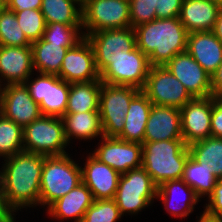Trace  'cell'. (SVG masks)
<instances>
[{"label": "cell", "mask_w": 222, "mask_h": 222, "mask_svg": "<svg viewBox=\"0 0 222 222\" xmlns=\"http://www.w3.org/2000/svg\"><path fill=\"white\" fill-rule=\"evenodd\" d=\"M45 156L20 152L4 158L0 170L8 205L16 212L19 209L40 204V183Z\"/></svg>", "instance_id": "1"}, {"label": "cell", "mask_w": 222, "mask_h": 222, "mask_svg": "<svg viewBox=\"0 0 222 222\" xmlns=\"http://www.w3.org/2000/svg\"><path fill=\"white\" fill-rule=\"evenodd\" d=\"M136 47L151 66H165L176 54L187 49L188 32L178 17L154 19L134 28Z\"/></svg>", "instance_id": "2"}, {"label": "cell", "mask_w": 222, "mask_h": 222, "mask_svg": "<svg viewBox=\"0 0 222 222\" xmlns=\"http://www.w3.org/2000/svg\"><path fill=\"white\" fill-rule=\"evenodd\" d=\"M189 156L188 145L183 139L142 144V167L157 187L166 181L182 179Z\"/></svg>", "instance_id": "3"}, {"label": "cell", "mask_w": 222, "mask_h": 222, "mask_svg": "<svg viewBox=\"0 0 222 222\" xmlns=\"http://www.w3.org/2000/svg\"><path fill=\"white\" fill-rule=\"evenodd\" d=\"M80 183L81 167L68 154L45 156L40 183V204L49 207Z\"/></svg>", "instance_id": "4"}, {"label": "cell", "mask_w": 222, "mask_h": 222, "mask_svg": "<svg viewBox=\"0 0 222 222\" xmlns=\"http://www.w3.org/2000/svg\"><path fill=\"white\" fill-rule=\"evenodd\" d=\"M67 144L62 118L42 115L23 128L25 152L61 156L67 154Z\"/></svg>", "instance_id": "5"}, {"label": "cell", "mask_w": 222, "mask_h": 222, "mask_svg": "<svg viewBox=\"0 0 222 222\" xmlns=\"http://www.w3.org/2000/svg\"><path fill=\"white\" fill-rule=\"evenodd\" d=\"M157 186L143 167L131 169L120 175L114 201L122 216L136 214L148 207L157 196Z\"/></svg>", "instance_id": "6"}, {"label": "cell", "mask_w": 222, "mask_h": 222, "mask_svg": "<svg viewBox=\"0 0 222 222\" xmlns=\"http://www.w3.org/2000/svg\"><path fill=\"white\" fill-rule=\"evenodd\" d=\"M139 91L140 89L133 86L110 85L102 82L99 114L103 136L118 137L122 133L129 104Z\"/></svg>", "instance_id": "7"}, {"label": "cell", "mask_w": 222, "mask_h": 222, "mask_svg": "<svg viewBox=\"0 0 222 222\" xmlns=\"http://www.w3.org/2000/svg\"><path fill=\"white\" fill-rule=\"evenodd\" d=\"M131 27L129 0H90L82 9V29L90 33Z\"/></svg>", "instance_id": "8"}, {"label": "cell", "mask_w": 222, "mask_h": 222, "mask_svg": "<svg viewBox=\"0 0 222 222\" xmlns=\"http://www.w3.org/2000/svg\"><path fill=\"white\" fill-rule=\"evenodd\" d=\"M150 67L148 57L138 47L132 51H120L100 74V80L110 85L133 86L142 90Z\"/></svg>", "instance_id": "9"}, {"label": "cell", "mask_w": 222, "mask_h": 222, "mask_svg": "<svg viewBox=\"0 0 222 222\" xmlns=\"http://www.w3.org/2000/svg\"><path fill=\"white\" fill-rule=\"evenodd\" d=\"M142 91L153 105L181 109L193 99L182 83L165 66L150 67Z\"/></svg>", "instance_id": "10"}, {"label": "cell", "mask_w": 222, "mask_h": 222, "mask_svg": "<svg viewBox=\"0 0 222 222\" xmlns=\"http://www.w3.org/2000/svg\"><path fill=\"white\" fill-rule=\"evenodd\" d=\"M25 81L32 99L40 105L42 115L61 118L65 112L70 83L57 75L39 74L37 78Z\"/></svg>", "instance_id": "11"}, {"label": "cell", "mask_w": 222, "mask_h": 222, "mask_svg": "<svg viewBox=\"0 0 222 222\" xmlns=\"http://www.w3.org/2000/svg\"><path fill=\"white\" fill-rule=\"evenodd\" d=\"M86 38L93 47L96 67L100 74L120 51L127 52L136 48L135 31L132 27L102 30L90 33Z\"/></svg>", "instance_id": "12"}, {"label": "cell", "mask_w": 222, "mask_h": 222, "mask_svg": "<svg viewBox=\"0 0 222 222\" xmlns=\"http://www.w3.org/2000/svg\"><path fill=\"white\" fill-rule=\"evenodd\" d=\"M0 87V113L24 128L42 116L40 105L31 97L25 83Z\"/></svg>", "instance_id": "13"}, {"label": "cell", "mask_w": 222, "mask_h": 222, "mask_svg": "<svg viewBox=\"0 0 222 222\" xmlns=\"http://www.w3.org/2000/svg\"><path fill=\"white\" fill-rule=\"evenodd\" d=\"M101 144L92 155L100 162L123 174L142 167V144L118 137H101Z\"/></svg>", "instance_id": "14"}, {"label": "cell", "mask_w": 222, "mask_h": 222, "mask_svg": "<svg viewBox=\"0 0 222 222\" xmlns=\"http://www.w3.org/2000/svg\"><path fill=\"white\" fill-rule=\"evenodd\" d=\"M58 77L70 84L100 80L94 50L86 37L67 50Z\"/></svg>", "instance_id": "15"}, {"label": "cell", "mask_w": 222, "mask_h": 222, "mask_svg": "<svg viewBox=\"0 0 222 222\" xmlns=\"http://www.w3.org/2000/svg\"><path fill=\"white\" fill-rule=\"evenodd\" d=\"M165 67L193 98L212 96L211 75L187 51L176 54Z\"/></svg>", "instance_id": "16"}, {"label": "cell", "mask_w": 222, "mask_h": 222, "mask_svg": "<svg viewBox=\"0 0 222 222\" xmlns=\"http://www.w3.org/2000/svg\"><path fill=\"white\" fill-rule=\"evenodd\" d=\"M212 96L193 98L180 109L184 143L211 137Z\"/></svg>", "instance_id": "17"}, {"label": "cell", "mask_w": 222, "mask_h": 222, "mask_svg": "<svg viewBox=\"0 0 222 222\" xmlns=\"http://www.w3.org/2000/svg\"><path fill=\"white\" fill-rule=\"evenodd\" d=\"M87 157L84 168L81 167L82 182L90 189L94 200L114 199L121 174L93 155Z\"/></svg>", "instance_id": "18"}, {"label": "cell", "mask_w": 222, "mask_h": 222, "mask_svg": "<svg viewBox=\"0 0 222 222\" xmlns=\"http://www.w3.org/2000/svg\"><path fill=\"white\" fill-rule=\"evenodd\" d=\"M183 139L180 109L171 106L152 105L144 142Z\"/></svg>", "instance_id": "19"}, {"label": "cell", "mask_w": 222, "mask_h": 222, "mask_svg": "<svg viewBox=\"0 0 222 222\" xmlns=\"http://www.w3.org/2000/svg\"><path fill=\"white\" fill-rule=\"evenodd\" d=\"M33 69L31 46H0V78L6 79V85L25 83Z\"/></svg>", "instance_id": "20"}, {"label": "cell", "mask_w": 222, "mask_h": 222, "mask_svg": "<svg viewBox=\"0 0 222 222\" xmlns=\"http://www.w3.org/2000/svg\"><path fill=\"white\" fill-rule=\"evenodd\" d=\"M186 51L210 75L222 63V42L212 31L188 33Z\"/></svg>", "instance_id": "21"}, {"label": "cell", "mask_w": 222, "mask_h": 222, "mask_svg": "<svg viewBox=\"0 0 222 222\" xmlns=\"http://www.w3.org/2000/svg\"><path fill=\"white\" fill-rule=\"evenodd\" d=\"M220 9L209 0H183L178 18L188 33L212 31Z\"/></svg>", "instance_id": "22"}, {"label": "cell", "mask_w": 222, "mask_h": 222, "mask_svg": "<svg viewBox=\"0 0 222 222\" xmlns=\"http://www.w3.org/2000/svg\"><path fill=\"white\" fill-rule=\"evenodd\" d=\"M93 201L92 192L82 182L47 207L48 213L55 219L74 218V222H82L86 210L93 204Z\"/></svg>", "instance_id": "23"}, {"label": "cell", "mask_w": 222, "mask_h": 222, "mask_svg": "<svg viewBox=\"0 0 222 222\" xmlns=\"http://www.w3.org/2000/svg\"><path fill=\"white\" fill-rule=\"evenodd\" d=\"M152 102L147 95L140 90L131 100L129 109L126 113L124 127L122 133L118 138L124 141L144 143V135L146 130V123Z\"/></svg>", "instance_id": "24"}, {"label": "cell", "mask_w": 222, "mask_h": 222, "mask_svg": "<svg viewBox=\"0 0 222 222\" xmlns=\"http://www.w3.org/2000/svg\"><path fill=\"white\" fill-rule=\"evenodd\" d=\"M179 191H181L180 192L181 195L183 194V192H185L184 194H188V198L187 196L183 194V196L186 198H183L184 202H182V204H180L179 202L180 200L178 202L174 201V200H177L178 195L180 196ZM173 194L177 196L175 197L174 200L172 198L174 197ZM156 198L157 199L159 198L162 201V203H164L165 209H167L166 211H168V213L172 214V216L174 215V217H181V218L187 217L190 213H192L194 206L196 205V203L199 202V198L195 195L193 189L187 183H185L182 179L166 181L162 183L161 185H159L157 188ZM175 202L176 204L178 203L177 206L181 205V207L177 208ZM173 205L174 207L171 208V206Z\"/></svg>", "instance_id": "25"}, {"label": "cell", "mask_w": 222, "mask_h": 222, "mask_svg": "<svg viewBox=\"0 0 222 222\" xmlns=\"http://www.w3.org/2000/svg\"><path fill=\"white\" fill-rule=\"evenodd\" d=\"M64 133L68 144L71 137L75 139H92L103 137V129L99 111H88L74 114H64L62 117Z\"/></svg>", "instance_id": "26"}, {"label": "cell", "mask_w": 222, "mask_h": 222, "mask_svg": "<svg viewBox=\"0 0 222 222\" xmlns=\"http://www.w3.org/2000/svg\"><path fill=\"white\" fill-rule=\"evenodd\" d=\"M33 67L41 74L59 75L68 48L43 38L31 44Z\"/></svg>", "instance_id": "27"}, {"label": "cell", "mask_w": 222, "mask_h": 222, "mask_svg": "<svg viewBox=\"0 0 222 222\" xmlns=\"http://www.w3.org/2000/svg\"><path fill=\"white\" fill-rule=\"evenodd\" d=\"M101 80L71 83L65 114L99 111Z\"/></svg>", "instance_id": "28"}, {"label": "cell", "mask_w": 222, "mask_h": 222, "mask_svg": "<svg viewBox=\"0 0 222 222\" xmlns=\"http://www.w3.org/2000/svg\"><path fill=\"white\" fill-rule=\"evenodd\" d=\"M182 180L193 189L198 198L203 195H208L209 198L218 182V178L212 173L211 166L199 163L191 156L185 164Z\"/></svg>", "instance_id": "29"}, {"label": "cell", "mask_w": 222, "mask_h": 222, "mask_svg": "<svg viewBox=\"0 0 222 222\" xmlns=\"http://www.w3.org/2000/svg\"><path fill=\"white\" fill-rule=\"evenodd\" d=\"M190 156L211 166L212 173L222 179V138L208 137L188 145Z\"/></svg>", "instance_id": "30"}, {"label": "cell", "mask_w": 222, "mask_h": 222, "mask_svg": "<svg viewBox=\"0 0 222 222\" xmlns=\"http://www.w3.org/2000/svg\"><path fill=\"white\" fill-rule=\"evenodd\" d=\"M71 0H42L41 12L46 24L82 25V9Z\"/></svg>", "instance_id": "31"}, {"label": "cell", "mask_w": 222, "mask_h": 222, "mask_svg": "<svg viewBox=\"0 0 222 222\" xmlns=\"http://www.w3.org/2000/svg\"><path fill=\"white\" fill-rule=\"evenodd\" d=\"M23 151V128L0 113V156L8 158Z\"/></svg>", "instance_id": "32"}, {"label": "cell", "mask_w": 222, "mask_h": 222, "mask_svg": "<svg viewBox=\"0 0 222 222\" xmlns=\"http://www.w3.org/2000/svg\"><path fill=\"white\" fill-rule=\"evenodd\" d=\"M18 24L16 14L6 6L0 11V46H31Z\"/></svg>", "instance_id": "33"}, {"label": "cell", "mask_w": 222, "mask_h": 222, "mask_svg": "<svg viewBox=\"0 0 222 222\" xmlns=\"http://www.w3.org/2000/svg\"><path fill=\"white\" fill-rule=\"evenodd\" d=\"M81 30L82 25H66L58 22L50 23L46 24L42 38L49 43L61 44L69 49L85 37Z\"/></svg>", "instance_id": "34"}, {"label": "cell", "mask_w": 222, "mask_h": 222, "mask_svg": "<svg viewBox=\"0 0 222 222\" xmlns=\"http://www.w3.org/2000/svg\"><path fill=\"white\" fill-rule=\"evenodd\" d=\"M15 14L19 26L31 43L43 37L46 21L40 9H25Z\"/></svg>", "instance_id": "35"}, {"label": "cell", "mask_w": 222, "mask_h": 222, "mask_svg": "<svg viewBox=\"0 0 222 222\" xmlns=\"http://www.w3.org/2000/svg\"><path fill=\"white\" fill-rule=\"evenodd\" d=\"M122 217L114 199L94 200L82 222H116Z\"/></svg>", "instance_id": "36"}, {"label": "cell", "mask_w": 222, "mask_h": 222, "mask_svg": "<svg viewBox=\"0 0 222 222\" xmlns=\"http://www.w3.org/2000/svg\"><path fill=\"white\" fill-rule=\"evenodd\" d=\"M129 3L132 28L156 19L158 0H129Z\"/></svg>", "instance_id": "37"}, {"label": "cell", "mask_w": 222, "mask_h": 222, "mask_svg": "<svg viewBox=\"0 0 222 222\" xmlns=\"http://www.w3.org/2000/svg\"><path fill=\"white\" fill-rule=\"evenodd\" d=\"M209 203L203 211L207 216L222 219V179H218L213 193L209 197Z\"/></svg>", "instance_id": "38"}, {"label": "cell", "mask_w": 222, "mask_h": 222, "mask_svg": "<svg viewBox=\"0 0 222 222\" xmlns=\"http://www.w3.org/2000/svg\"><path fill=\"white\" fill-rule=\"evenodd\" d=\"M183 0H158V8H156V18H174L179 17Z\"/></svg>", "instance_id": "39"}, {"label": "cell", "mask_w": 222, "mask_h": 222, "mask_svg": "<svg viewBox=\"0 0 222 222\" xmlns=\"http://www.w3.org/2000/svg\"><path fill=\"white\" fill-rule=\"evenodd\" d=\"M211 137L222 138V97L212 96Z\"/></svg>", "instance_id": "40"}, {"label": "cell", "mask_w": 222, "mask_h": 222, "mask_svg": "<svg viewBox=\"0 0 222 222\" xmlns=\"http://www.w3.org/2000/svg\"><path fill=\"white\" fill-rule=\"evenodd\" d=\"M6 7L14 12L25 9H41L42 0H5Z\"/></svg>", "instance_id": "41"}, {"label": "cell", "mask_w": 222, "mask_h": 222, "mask_svg": "<svg viewBox=\"0 0 222 222\" xmlns=\"http://www.w3.org/2000/svg\"><path fill=\"white\" fill-rule=\"evenodd\" d=\"M14 210L8 205L0 175V222H8L14 216Z\"/></svg>", "instance_id": "42"}, {"label": "cell", "mask_w": 222, "mask_h": 222, "mask_svg": "<svg viewBox=\"0 0 222 222\" xmlns=\"http://www.w3.org/2000/svg\"><path fill=\"white\" fill-rule=\"evenodd\" d=\"M212 96L222 97V63L211 75Z\"/></svg>", "instance_id": "43"}, {"label": "cell", "mask_w": 222, "mask_h": 222, "mask_svg": "<svg viewBox=\"0 0 222 222\" xmlns=\"http://www.w3.org/2000/svg\"><path fill=\"white\" fill-rule=\"evenodd\" d=\"M212 32L222 42V8L218 13L217 20L215 22Z\"/></svg>", "instance_id": "44"}, {"label": "cell", "mask_w": 222, "mask_h": 222, "mask_svg": "<svg viewBox=\"0 0 222 222\" xmlns=\"http://www.w3.org/2000/svg\"><path fill=\"white\" fill-rule=\"evenodd\" d=\"M198 222H222V219L207 216L204 212L200 216Z\"/></svg>", "instance_id": "45"}, {"label": "cell", "mask_w": 222, "mask_h": 222, "mask_svg": "<svg viewBox=\"0 0 222 222\" xmlns=\"http://www.w3.org/2000/svg\"><path fill=\"white\" fill-rule=\"evenodd\" d=\"M71 1L74 2L76 5L78 4V7L83 9L90 0H71Z\"/></svg>", "instance_id": "46"}, {"label": "cell", "mask_w": 222, "mask_h": 222, "mask_svg": "<svg viewBox=\"0 0 222 222\" xmlns=\"http://www.w3.org/2000/svg\"><path fill=\"white\" fill-rule=\"evenodd\" d=\"M217 5H219L222 8V0H209Z\"/></svg>", "instance_id": "47"}, {"label": "cell", "mask_w": 222, "mask_h": 222, "mask_svg": "<svg viewBox=\"0 0 222 222\" xmlns=\"http://www.w3.org/2000/svg\"><path fill=\"white\" fill-rule=\"evenodd\" d=\"M6 6L5 0H0V11Z\"/></svg>", "instance_id": "48"}, {"label": "cell", "mask_w": 222, "mask_h": 222, "mask_svg": "<svg viewBox=\"0 0 222 222\" xmlns=\"http://www.w3.org/2000/svg\"><path fill=\"white\" fill-rule=\"evenodd\" d=\"M15 217H13L11 220H9L8 222H15L14 219Z\"/></svg>", "instance_id": "49"}]
</instances>
